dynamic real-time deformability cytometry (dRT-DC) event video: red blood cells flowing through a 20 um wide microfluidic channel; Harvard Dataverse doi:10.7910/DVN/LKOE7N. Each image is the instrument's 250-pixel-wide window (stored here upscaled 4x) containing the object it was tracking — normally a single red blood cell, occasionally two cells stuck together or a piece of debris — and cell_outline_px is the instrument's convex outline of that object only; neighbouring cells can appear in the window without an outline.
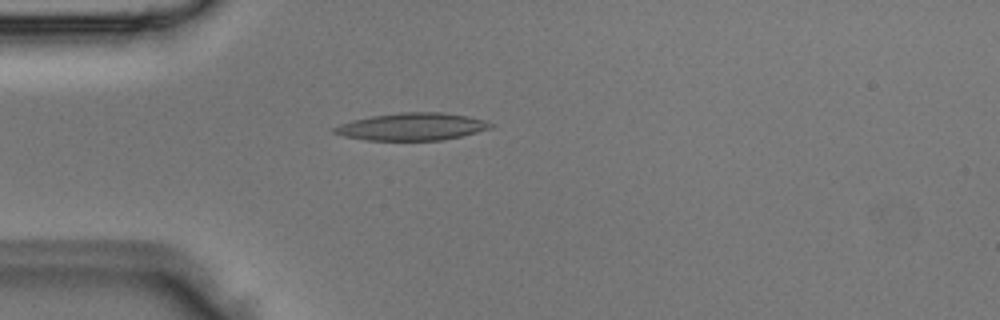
{"species": "Egyptian fruit bat (a non-hibernating species)", "species_latin": "Rousettus aegyptiacus", "temperature_condition": "room temperature", "stored_images_in_passage": 4, "camera_frame_rate_fps": 3000, "um_per_image_px": 0.085, "animal": {"sex": "male"}, "frame": {"image": 1, "passage_image": 4, "time_ms": 1.0, "image_size_px": [1000, 320], "cell_outline_px": [[496, 124], [492, 128], [460, 136], [440, 140], [368, 140], [344, 136], [332, 132], [332, 128], [352, 120], [372, 116], [400, 112], [444, 112], [468, 116], [484, 120]], "centroid_in_image_um": [35.05, 10.76], "position_along_channel_um": 50.0, "area_um2": 24.85}}